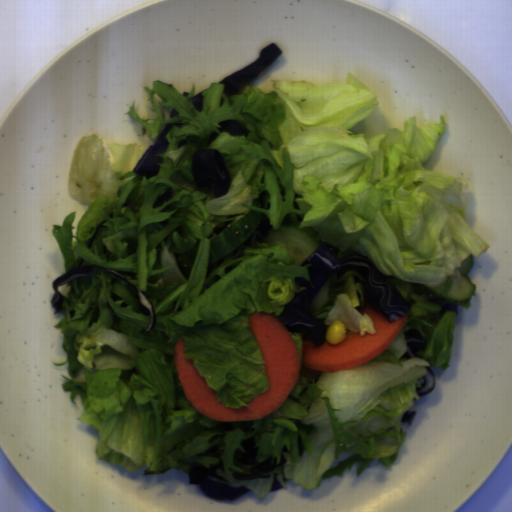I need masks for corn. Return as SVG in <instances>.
I'll return each mask as SVG.
<instances>
[{
	"mask_svg": "<svg viewBox=\"0 0 512 512\" xmlns=\"http://www.w3.org/2000/svg\"><path fill=\"white\" fill-rule=\"evenodd\" d=\"M347 336L346 325L341 320H336L328 327L325 339L332 345L342 342Z\"/></svg>",
	"mask_w": 512,
	"mask_h": 512,
	"instance_id": "1",
	"label": "corn"
}]
</instances>
